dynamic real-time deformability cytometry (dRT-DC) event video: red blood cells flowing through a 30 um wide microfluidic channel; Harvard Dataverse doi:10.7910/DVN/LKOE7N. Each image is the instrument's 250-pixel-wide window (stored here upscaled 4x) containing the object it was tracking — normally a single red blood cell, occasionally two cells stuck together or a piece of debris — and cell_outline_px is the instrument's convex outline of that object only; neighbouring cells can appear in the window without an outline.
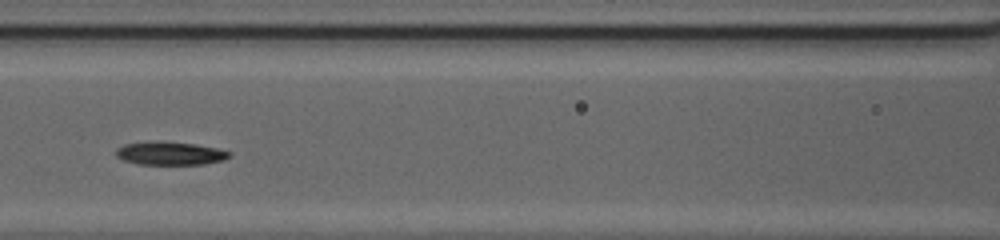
{"species": "common noctule bat (a hibernating species)", "species_latin": "Nyctalus noctula", "temperature_condition": "cold", "stored_images_in_passage": 38, "camera_frame_rate_fps": 3000, "um_per_image_px": 0.085, "animal": {"sex": "female", "body_mass_g": 20.0, "forearm_length_mm": 54.0}, "frame": {"image": 1, "passage_image": 13, "time_ms": 4.0, "image_size_px": [1000, 240], "cell_outline_px": [[232, 152], [224, 160], [204, 164], [136, 164], [124, 160], [116, 156], [116, 148], [124, 144], [152, 140], [164, 140], [196, 144], [220, 148]], "centroid_in_image_um": [14.45, 13.01], "position_along_channel_um": 152.2, "area_um2": 15.72}}
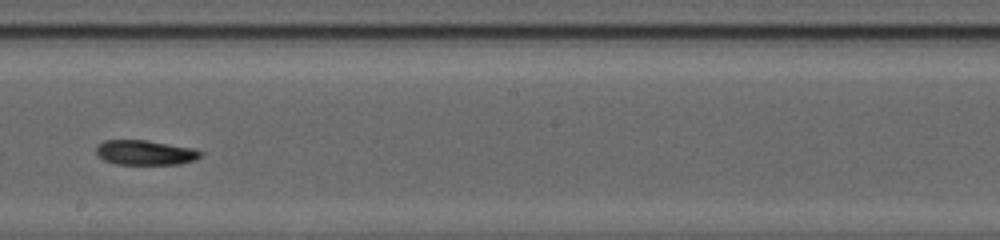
{"frame": {"image": 2, "passage_image": 19, "time_ms": 6.0, "image_size_px": [1000, 240], "cell_outline_px": [[204, 152], [196, 160], [180, 164], [116, 164], [104, 160], [96, 152], [96, 148], [104, 140], [144, 140], [196, 148]], "centroid_in_image_um": [12.4, 12.97], "position_along_channel_um": 235.8, "area_um2": 15.09}}
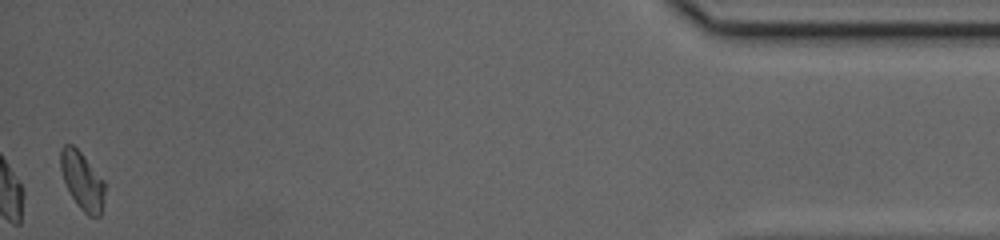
{"frame": {"image": 3, "passage_image": 38, "time_ms": 12.333, "image_size_px": [1000, 240], "cell_outline_px": [[104, 200], [100, 216], [88, 216], [80, 208], [72, 196], [64, 180], [60, 168], [60, 148], [64, 144], [72, 144], [80, 152], [104, 180]], "centroid_in_image_um": [6.98, 15.35], "position_along_channel_um": 428.2, "area_um2": 14.68}, "authors_computed_cell_mechanics": {"area_um2": 15.317, "velocity_mm_per_s": 4.2071, "shape_relaxation_time_tau1_ms": 3.3365, "shape_relaxation_time_tau2_ms": null, "deformation_change_tau1": 0.1414, "deformation_change_tau2": null}}